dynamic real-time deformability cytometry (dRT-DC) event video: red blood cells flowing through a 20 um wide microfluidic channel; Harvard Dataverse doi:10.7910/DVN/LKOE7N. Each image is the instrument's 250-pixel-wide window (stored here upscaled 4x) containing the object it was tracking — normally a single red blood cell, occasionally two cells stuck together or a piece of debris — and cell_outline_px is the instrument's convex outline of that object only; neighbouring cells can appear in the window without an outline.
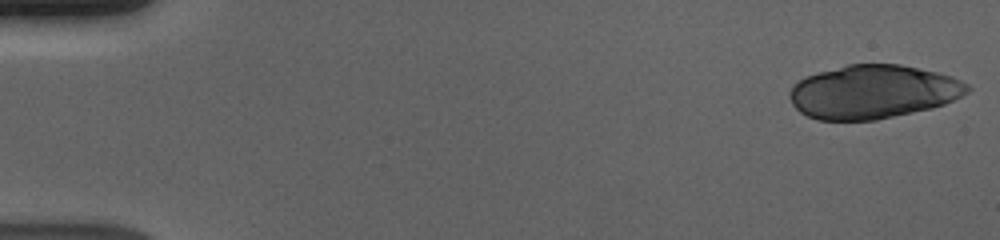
{"species": "human", "species_latin": "Homo sapiens", "temperature_condition": "cold", "stored_images_in_passage": 20, "camera_frame_rate_fps": 3000, "um_per_image_px": 0.085, "donor": {"sex": "male"}, "frame": {"image": 1, "passage_image": 1, "time_ms": 0.0, "image_size_px": [1000, 240], "cell_outline_px": [[972, 88], [968, 92], [944, 104], [932, 108], [876, 120], [816, 120], [800, 112], [792, 104], [788, 96], [788, 92], [792, 84], [804, 76], [848, 64], [900, 64], [936, 72], [952, 76], [968, 84]], "centroid_in_image_um": [74.17, 7.8], "position_along_channel_um": 10.8, "area_um2": 55.72}}
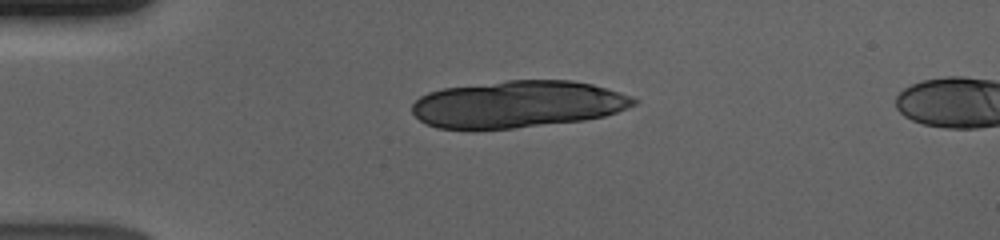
{"frame": {"image": 2, "passage_image": 13, "time_ms": 4.0, "image_size_px": [1000, 240], "cell_outline_px": [[640, 100], [636, 104], [628, 108], [604, 116], [584, 120], [516, 128], [472, 132], [436, 128], [420, 120], [412, 112], [412, 104], [420, 96], [428, 92], [444, 88], [508, 80], [572, 80], [592, 84], [632, 96]], "centroid_in_image_um": [43.96, 8.89], "position_along_channel_um": 41.0, "area_um2": 61.67}}